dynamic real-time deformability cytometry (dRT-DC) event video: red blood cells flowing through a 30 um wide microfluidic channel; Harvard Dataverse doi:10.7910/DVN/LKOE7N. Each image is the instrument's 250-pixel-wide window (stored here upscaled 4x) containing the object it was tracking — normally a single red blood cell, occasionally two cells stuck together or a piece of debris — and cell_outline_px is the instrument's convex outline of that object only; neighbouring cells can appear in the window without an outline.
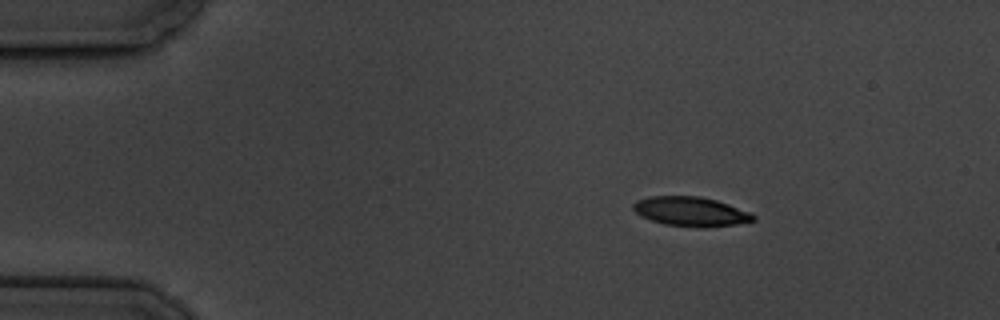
{"species": "common noctule bat (a hibernating species)", "species_latin": "Nyctalus noctula", "temperature_condition": "cold", "stored_images_in_passage": 9, "camera_frame_rate_fps": 3000, "um_per_image_px": 0.085, "animal": {"sex": "male", "body_mass_g": 19.5, "forearm_length_mm": 54.6}, "frame": {"image": 1, "passage_image": 3, "time_ms": 2.333, "image_size_px": [1000, 320], "cell_outline_px": [[756, 220], [736, 224], [708, 228], [696, 228], [664, 224], [640, 216], [632, 208], [632, 204], [636, 200], [648, 196], [700, 196], [716, 200], [728, 204], [748, 212], [756, 216]], "centroid_in_image_um": [58.69, 17.99], "position_along_channel_um": 26.3, "area_um2": 20.75}}
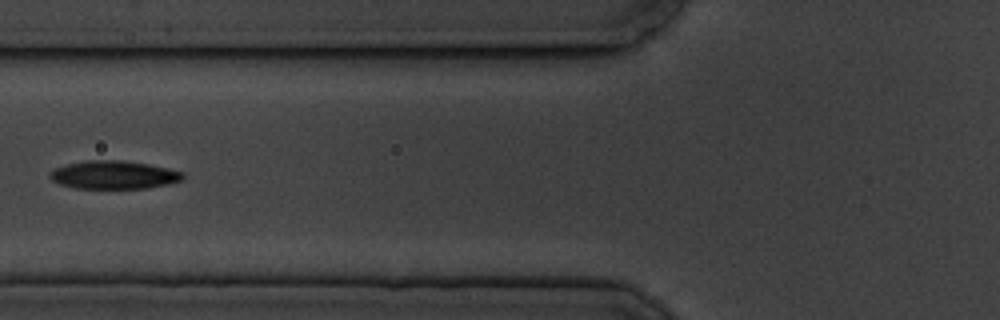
{"frame": {"image": 2, "passage_image": 7, "time_ms": 7.0, "image_size_px": [1000, 320], "cell_outline_px": [[184, 180], [168, 184], [148, 188], [76, 188], [60, 184], [52, 180], [48, 176], [56, 168], [68, 164], [88, 160], [120, 160], [148, 164], [168, 168], [184, 172]], "centroid_in_image_um": [9.72, 14.86], "position_along_channel_um": 116.1, "area_um2": 21.73}}
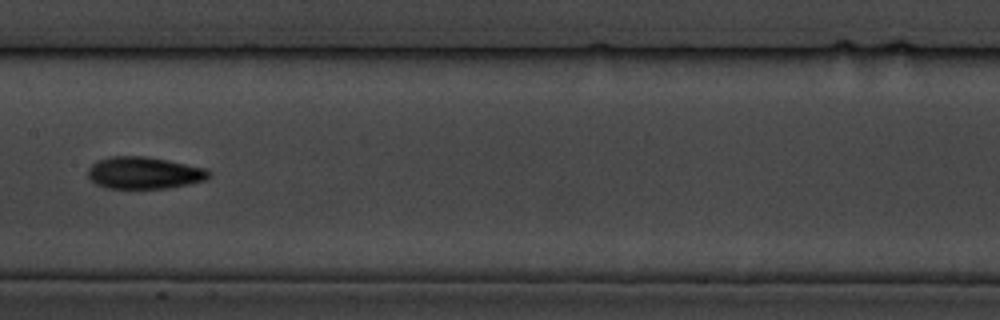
{"frame": {"image": 3, "passage_image": 9, "time_ms": 9.333, "image_size_px": [1000, 320], "cell_outline_px": [[212, 172], [204, 180], [188, 184], [168, 188], [108, 188], [96, 184], [88, 176], [88, 168], [92, 164], [100, 160], [112, 156], [144, 156], [204, 168]], "centroid_in_image_um": [12.22, 14.7], "position_along_channel_um": 195.2, "area_um2": 22.14}}